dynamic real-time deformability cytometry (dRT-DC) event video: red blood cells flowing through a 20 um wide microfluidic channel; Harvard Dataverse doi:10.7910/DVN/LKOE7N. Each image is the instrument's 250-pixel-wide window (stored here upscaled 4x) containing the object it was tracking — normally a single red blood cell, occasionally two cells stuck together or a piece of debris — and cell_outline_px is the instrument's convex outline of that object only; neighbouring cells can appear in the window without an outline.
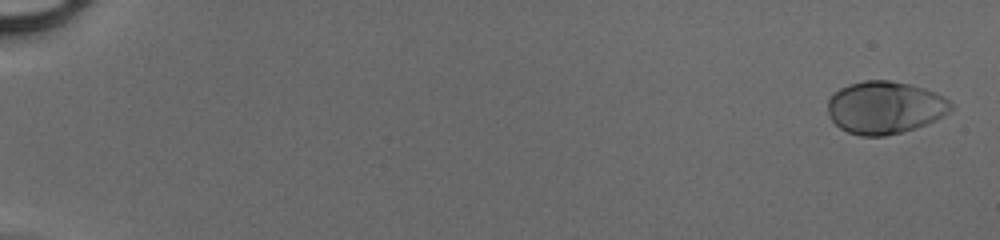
{"species": "human", "species_latin": "Homo sapiens", "temperature_condition": "cold", "stored_images_in_passage": 50, "camera_frame_rate_fps": 3000, "um_per_image_px": 0.085, "donor": {"sex": "male"}, "frame": {"image": 1, "passage_image": 2, "time_ms": 0.333, "image_size_px": [1000, 240], "cell_outline_px": [[952, 108], [948, 112], [916, 128], [884, 136], [860, 136], [848, 132], [840, 128], [828, 116], [828, 100], [840, 88], [848, 84], [864, 80], [888, 80], [912, 84], [936, 92], [944, 96], [952, 104]], "centroid_in_image_um": [75.19, 9.12], "position_along_channel_um": 9.8, "area_um2": 37.57}}
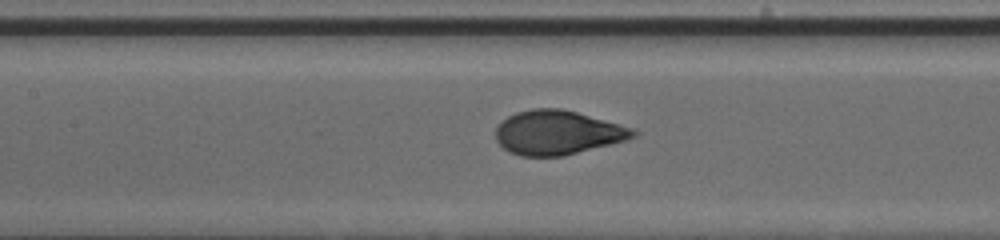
{"frame": {"image": 2, "passage_image": 26, "time_ms": 8.333, "image_size_px": [1000, 240], "cell_outline_px": [[640, 132], [636, 136], [624, 140], [564, 156], [520, 156], [508, 152], [496, 140], [496, 128], [508, 116], [516, 112], [532, 108], [560, 108], [576, 112], [636, 128]], "centroid_in_image_um": [47.4, 11.27], "position_along_channel_um": 160.0, "area_um2": 35.37}}
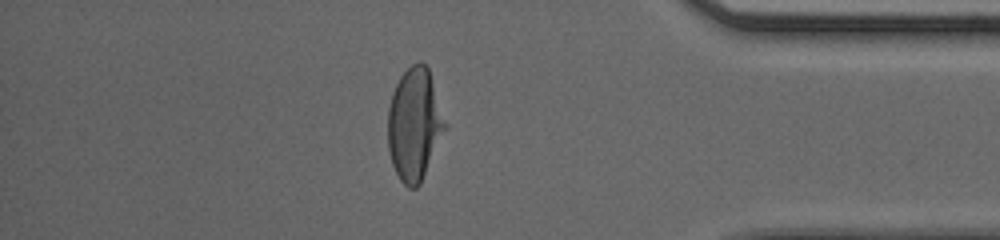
{"frame": {"image": 3, "passage_image": 44, "time_ms": 14.333, "image_size_px": [1000, 240], "cell_outline_px": [[448, 128], [420, 184], [416, 188], [408, 188], [400, 180], [392, 164], [388, 148], [388, 108], [392, 92], [400, 76], [412, 64], [420, 60], [428, 68], [448, 124]], "centroid_in_image_um": [35.25, 10.58], "position_along_channel_um": 399.9, "area_um2": 37.92}}